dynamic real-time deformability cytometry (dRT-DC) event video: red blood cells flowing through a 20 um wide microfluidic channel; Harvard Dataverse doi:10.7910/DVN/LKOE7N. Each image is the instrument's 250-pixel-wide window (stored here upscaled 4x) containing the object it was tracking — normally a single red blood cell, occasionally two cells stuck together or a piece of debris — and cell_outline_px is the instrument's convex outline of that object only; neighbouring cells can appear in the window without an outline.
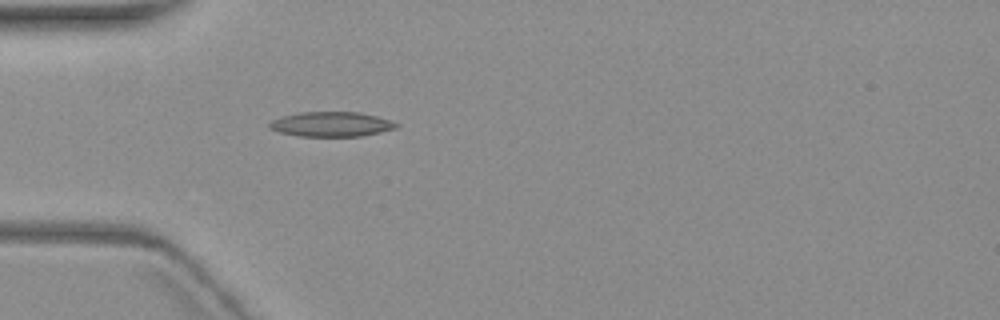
{"species": "common noctule bat (a hibernating species)", "species_latin": "Nyctalus noctula", "temperature_condition": "warm", "stored_images_in_passage": 4, "camera_frame_rate_fps": 3000, "um_per_image_px": 0.085, "animal": {"sex": "female", "body_mass_g": 19.3, "forearm_length_mm": 54.1}, "frame": {"image": 1, "passage_image": 4, "time_ms": 5.333, "image_size_px": [1000, 320], "cell_outline_px": [[400, 124], [396, 128], [380, 132], [360, 136], [300, 136], [280, 132], [268, 128], [268, 124], [272, 120], [284, 116], [300, 112], [360, 112], [376, 116]], "centroid_in_image_um": [28.15, 10.56], "position_along_channel_um": 56.8, "area_um2": 18.15}}